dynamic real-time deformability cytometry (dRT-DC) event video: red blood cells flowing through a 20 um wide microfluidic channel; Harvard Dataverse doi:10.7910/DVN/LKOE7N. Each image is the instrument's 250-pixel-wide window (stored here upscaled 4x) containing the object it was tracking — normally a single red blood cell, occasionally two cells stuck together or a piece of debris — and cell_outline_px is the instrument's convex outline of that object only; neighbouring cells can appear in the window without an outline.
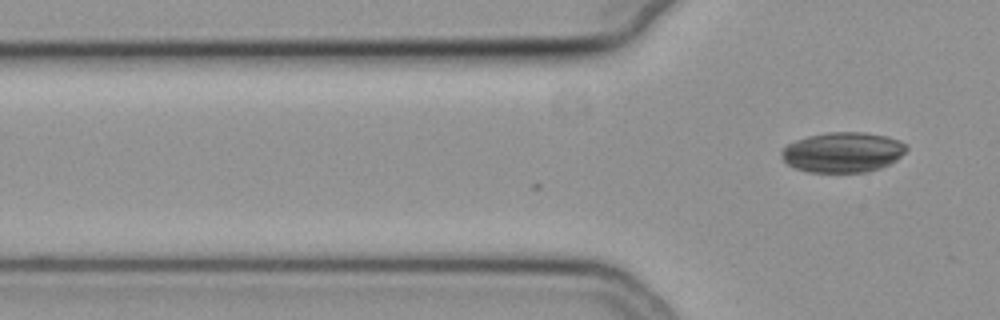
{"species": "common noctule bat (a hibernating species)", "species_latin": "Nyctalus noctula", "temperature_condition": "cold", "stored_images_in_passage": 2, "camera_frame_rate_fps": 3000, "um_per_image_px": 0.085, "animal": {"sex": "female", "body_mass_g": 19.3, "forearm_length_mm": 54.1}, "frame": {"image": 1, "passage_image": 2, "time_ms": 0.333, "image_size_px": [1000, 320], "cell_outline_px": [[908, 148], [896, 160], [880, 168], [868, 172], [808, 172], [792, 168], [780, 156], [780, 152], [788, 144], [796, 140], [808, 136], [828, 132], [864, 132], [884, 136], [900, 140]], "centroid_in_image_um": [71.61, 12.95], "position_along_channel_um": 54.2, "area_um2": 29.25}}